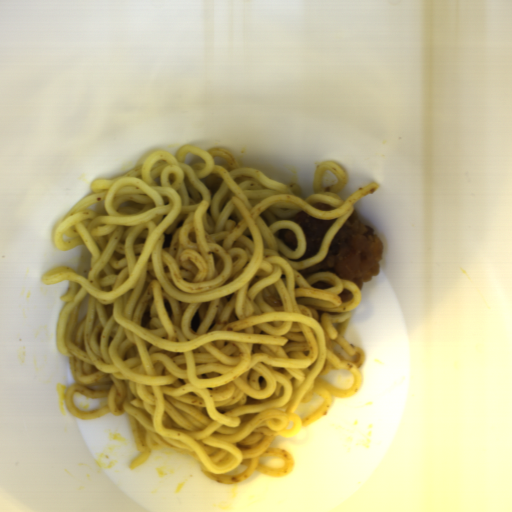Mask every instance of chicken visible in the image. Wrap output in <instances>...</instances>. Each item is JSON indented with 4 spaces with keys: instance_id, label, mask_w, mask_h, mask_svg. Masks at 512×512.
Segmentation results:
<instances>
[{
    "instance_id": "obj_6",
    "label": "chicken",
    "mask_w": 512,
    "mask_h": 512,
    "mask_svg": "<svg viewBox=\"0 0 512 512\" xmlns=\"http://www.w3.org/2000/svg\"><path fill=\"white\" fill-rule=\"evenodd\" d=\"M313 208H316L320 211H330L332 210V207L326 203H320V202H316L315 204H313Z\"/></svg>"
},
{
    "instance_id": "obj_4",
    "label": "chicken",
    "mask_w": 512,
    "mask_h": 512,
    "mask_svg": "<svg viewBox=\"0 0 512 512\" xmlns=\"http://www.w3.org/2000/svg\"><path fill=\"white\" fill-rule=\"evenodd\" d=\"M340 298L341 301H344V302H348V301H352L353 298H354V295L352 292H350L349 290L347 289H344L338 296Z\"/></svg>"
},
{
    "instance_id": "obj_3",
    "label": "chicken",
    "mask_w": 512,
    "mask_h": 512,
    "mask_svg": "<svg viewBox=\"0 0 512 512\" xmlns=\"http://www.w3.org/2000/svg\"><path fill=\"white\" fill-rule=\"evenodd\" d=\"M278 238L287 245L291 250H295L297 247V236L296 232L289 229H279Z\"/></svg>"
},
{
    "instance_id": "obj_2",
    "label": "chicken",
    "mask_w": 512,
    "mask_h": 512,
    "mask_svg": "<svg viewBox=\"0 0 512 512\" xmlns=\"http://www.w3.org/2000/svg\"><path fill=\"white\" fill-rule=\"evenodd\" d=\"M337 219H317L311 217L304 211L297 212L293 215L291 220L297 223L301 228L305 237L306 248L305 253L299 259L289 260L293 263H298L319 253L330 225Z\"/></svg>"
},
{
    "instance_id": "obj_5",
    "label": "chicken",
    "mask_w": 512,
    "mask_h": 512,
    "mask_svg": "<svg viewBox=\"0 0 512 512\" xmlns=\"http://www.w3.org/2000/svg\"><path fill=\"white\" fill-rule=\"evenodd\" d=\"M312 286L314 288H318V289L333 288V285H331L330 283H328V282H326L324 280H319V281L315 282Z\"/></svg>"
},
{
    "instance_id": "obj_1",
    "label": "chicken",
    "mask_w": 512,
    "mask_h": 512,
    "mask_svg": "<svg viewBox=\"0 0 512 512\" xmlns=\"http://www.w3.org/2000/svg\"><path fill=\"white\" fill-rule=\"evenodd\" d=\"M383 243L372 228L362 223L357 211L352 213L334 235L324 259L298 270L305 279L318 272H331L363 290L364 282L380 275Z\"/></svg>"
}]
</instances>
